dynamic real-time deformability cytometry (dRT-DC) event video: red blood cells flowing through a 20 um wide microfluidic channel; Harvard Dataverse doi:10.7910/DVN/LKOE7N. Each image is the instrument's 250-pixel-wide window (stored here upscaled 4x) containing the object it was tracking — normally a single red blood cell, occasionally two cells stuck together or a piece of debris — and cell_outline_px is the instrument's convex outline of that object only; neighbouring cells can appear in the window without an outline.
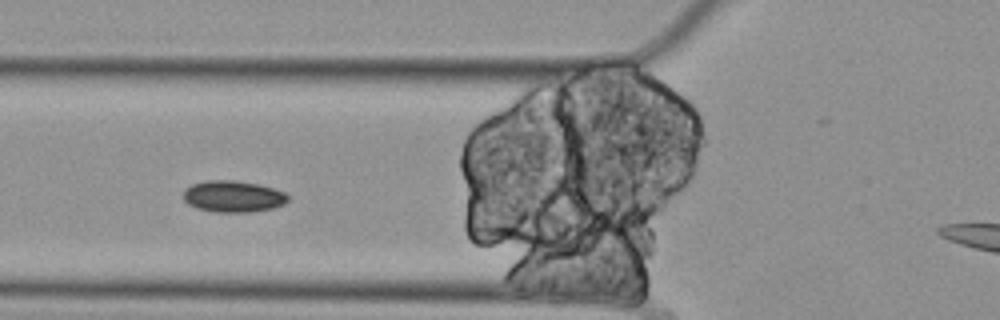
{"species": "Egyptian fruit bat (a non-hibernating species)", "species_latin": "Rousettus aegyptiacus", "temperature_condition": "cold", "stored_images_in_passage": 9, "segment_of_instrument_passage": [1, 2], "camera_frame_rate_fps": 3000, "um_per_image_px": 0.085, "animal": {"sex": "female"}, "frame": {"image": 1, "passage_image": 4, "time_ms": 1.0, "image_size_px": [1000, 320], "cell_outline_px": [[288, 200], [284, 204], [272, 208], [252, 212], [212, 212], [196, 208], [188, 204], [184, 200], [184, 188], [192, 184], [208, 180], [232, 180], [256, 184], [272, 188], [284, 192], [288, 196]], "centroid_in_image_um": [19.78, 16.7], "position_along_channel_um": 106.0, "area_um2": 19.19}}
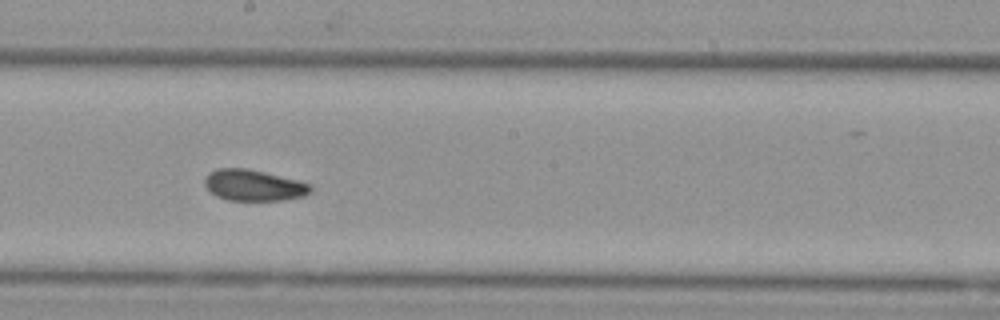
{"frame": {"image": 2, "passage_image": 7, "time_ms": 2.0, "image_size_px": [1000, 320], "cell_outline_px": [[312, 192], [304, 196], [284, 200], [228, 200], [216, 196], [204, 184], [204, 180], [208, 172], [216, 168], [248, 168], [312, 184]], "centroid_in_image_um": [21.56, 15.74], "position_along_channel_um": 226.6, "area_um2": 19.25}}
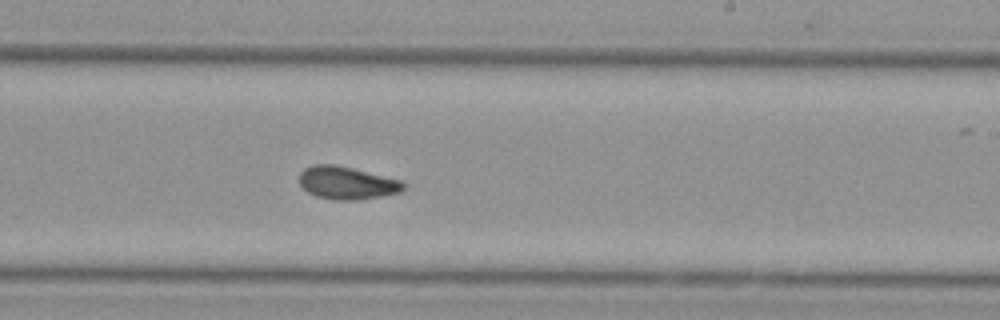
{"frame": {"image": 3, "passage_image": 8, "time_ms": 2.333, "image_size_px": [1000, 320], "cell_outline_px": [[408, 184], [400, 192], [380, 196], [356, 200], [336, 200], [316, 196], [308, 192], [300, 184], [300, 172], [304, 168], [312, 164], [332, 164], [352, 168], [400, 180]], "centroid_in_image_um": [29.48, 15.54], "position_along_channel_um": 259.5, "area_um2": 19.77}}